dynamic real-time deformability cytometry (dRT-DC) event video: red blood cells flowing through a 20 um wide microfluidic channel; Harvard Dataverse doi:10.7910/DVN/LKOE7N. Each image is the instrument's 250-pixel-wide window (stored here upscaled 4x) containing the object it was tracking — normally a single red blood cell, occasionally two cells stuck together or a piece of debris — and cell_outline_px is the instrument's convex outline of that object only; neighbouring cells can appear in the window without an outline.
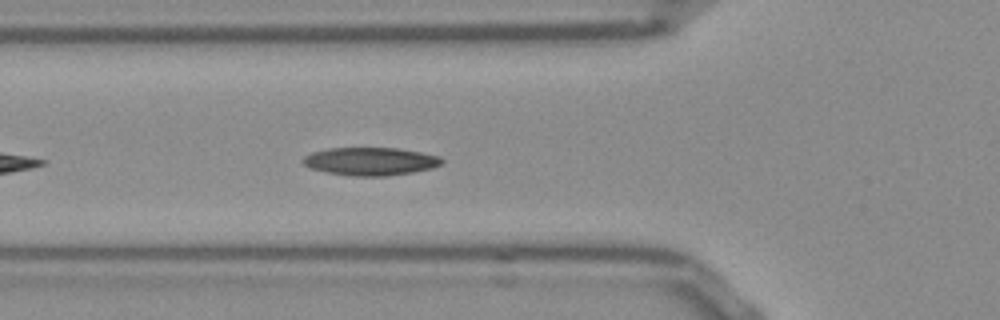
{"species": "Egyptian fruit bat (a non-hibernating species)", "species_latin": "Rousettus aegyptiacus", "temperature_condition": "room temperature", "stored_images_in_passage": 20, "camera_frame_rate_fps": 3000, "um_per_image_px": 0.085, "frame": {"image": 1, "passage_image": 6, "time_ms": 1.667, "image_size_px": [1000, 320], "cell_outline_px": [[444, 160], [440, 164], [432, 168], [412, 172], [388, 176], [348, 176], [308, 168], [300, 160], [304, 156], [312, 152], [328, 148], [396, 148], [420, 152], [440, 156]], "centroid_in_image_um": [31.45, 13.72], "position_along_channel_um": 94.3, "area_um2": 22.72}}
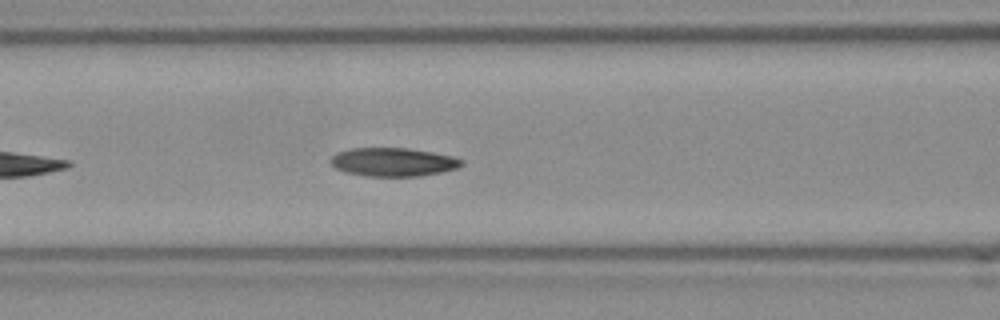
{"frame": {"image": 2, "passage_image": 9, "time_ms": 2.667, "image_size_px": [1000, 320], "cell_outline_px": [[464, 164], [456, 168], [440, 172], [420, 176], [368, 176], [344, 172], [336, 168], [332, 164], [332, 156], [336, 152], [352, 148], [408, 148], [432, 152], [452, 156], [464, 160]], "centroid_in_image_um": [33.43, 13.77], "position_along_channel_um": 133.2, "area_um2": 21.68}}